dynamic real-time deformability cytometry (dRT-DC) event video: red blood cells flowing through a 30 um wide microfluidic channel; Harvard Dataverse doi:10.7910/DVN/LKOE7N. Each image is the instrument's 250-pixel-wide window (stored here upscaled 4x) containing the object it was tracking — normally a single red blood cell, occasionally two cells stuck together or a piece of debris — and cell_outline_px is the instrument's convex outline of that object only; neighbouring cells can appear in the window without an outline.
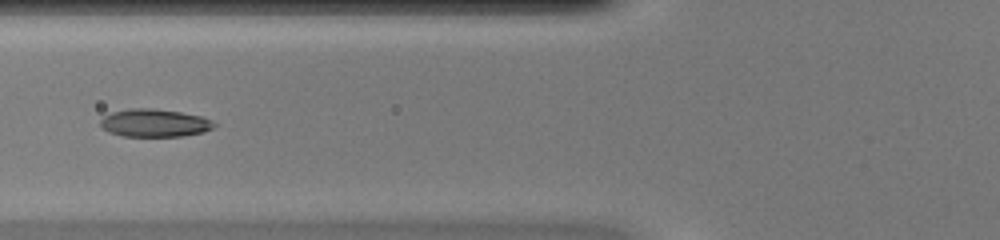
{"species": "common noctule bat (a hibernating species)", "species_latin": "Nyctalus noctula", "temperature_condition": "warm", "stored_images_in_passage": 8, "camera_frame_rate_fps": 3000, "um_per_image_px": 0.085, "animal": {"sex": "female", "body_mass_g": 20.0, "forearm_length_mm": 54.0}, "frame": {"image": 1, "passage_image": 5, "time_ms": 1.333, "image_size_px": [1000, 240], "cell_outline_px": [[216, 128], [204, 132], [180, 136], [124, 136], [108, 132], [100, 124], [100, 120], [104, 116], [112, 112], [132, 108], [152, 108], [180, 112], [200, 116], [212, 120], [216, 124]], "centroid_in_image_um": [13.16, 10.45], "position_along_channel_um": 112.6, "area_um2": 18.44}}